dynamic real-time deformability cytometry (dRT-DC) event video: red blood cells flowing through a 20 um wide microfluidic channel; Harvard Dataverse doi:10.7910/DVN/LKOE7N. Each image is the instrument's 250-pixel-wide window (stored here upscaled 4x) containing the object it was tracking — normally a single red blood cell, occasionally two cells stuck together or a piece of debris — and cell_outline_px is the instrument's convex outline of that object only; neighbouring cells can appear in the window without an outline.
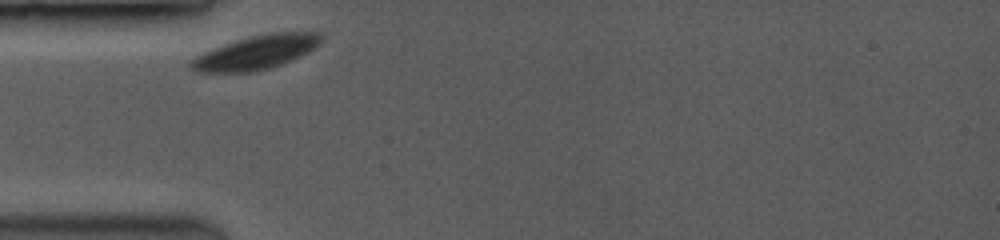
{"species": "common noctule bat (a hibernating species)", "species_latin": "Nyctalus noctula", "temperature_condition": "room temperature", "stored_images_in_passage": 2, "camera_frame_rate_fps": 3500, "um_per_image_px": 0.085, "animal": {"sex": "female", "body_mass_g": 19.0, "forearm_length_mm": 53.3}, "frame": {"image": 1, "passage_image": 1, "time_ms": 0.0, "image_size_px": [1000, 240], "cell_outline_px": [[324, 40], [316, 48], [300, 56], [280, 64], [268, 68], [252, 72], [196, 72], [188, 64], [188, 60], [212, 48], [248, 36], [272, 32], [320, 32], [324, 36]], "centroid_in_image_um": [21.79, 4.44], "position_along_channel_um": 63.2, "area_um2": 25.84}}